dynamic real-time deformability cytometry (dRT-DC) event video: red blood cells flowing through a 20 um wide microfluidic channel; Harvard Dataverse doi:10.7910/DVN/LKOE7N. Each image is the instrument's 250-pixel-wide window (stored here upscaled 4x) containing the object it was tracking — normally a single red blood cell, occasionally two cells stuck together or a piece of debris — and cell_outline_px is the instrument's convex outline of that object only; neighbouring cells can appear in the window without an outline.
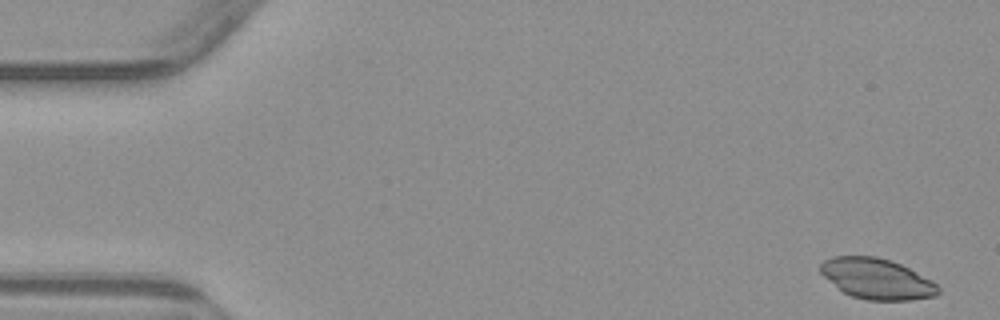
{"species": "common noctule bat (a hibernating species)", "species_latin": "Nyctalus noctula", "temperature_condition": "warm", "stored_images_in_passage": 6, "camera_frame_rate_fps": 3000, "um_per_image_px": 0.085, "animal": {"sex": "male", "body_mass_g": 23.1, "forearm_length_mm": 52.7}, "frame": {"image": 1, "passage_image": 1, "time_ms": 0.0, "image_size_px": [1000, 320], "cell_outline_px": [[940, 292], [936, 296], [912, 300], [868, 300], [852, 296], [844, 292], [824, 276], [820, 272], [820, 264], [824, 260], [832, 256], [876, 256], [892, 260], [932, 280], [940, 288]], "centroid_in_image_um": [74.55, 23.69], "position_along_channel_um": 10.4, "area_um2": 27.8}}